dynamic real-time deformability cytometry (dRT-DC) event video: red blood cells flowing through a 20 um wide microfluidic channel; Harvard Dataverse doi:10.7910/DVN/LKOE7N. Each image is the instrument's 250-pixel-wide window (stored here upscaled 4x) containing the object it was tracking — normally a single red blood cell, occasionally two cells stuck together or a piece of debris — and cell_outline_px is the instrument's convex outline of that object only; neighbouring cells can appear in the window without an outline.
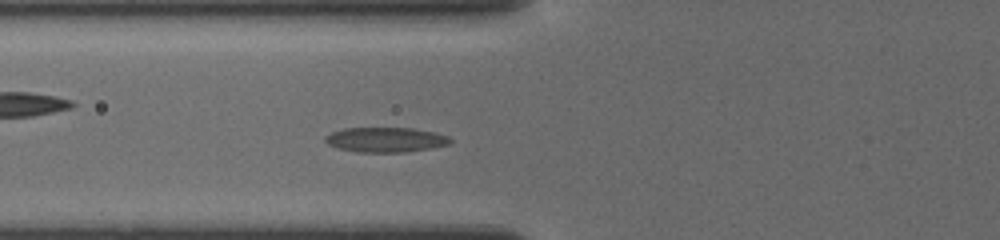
{"species": "common noctule bat (a hibernating species)", "species_latin": "Nyctalus noctula", "temperature_condition": "cold", "stored_images_in_passage": 5, "camera_frame_rate_fps": 3000, "um_per_image_px": 0.085, "animal": {"sex": "female", "body_mass_g": 19.5, "forearm_length_mm": 54.1}, "frame": {"image": 1, "passage_image": 5, "time_ms": 4.333, "image_size_px": [1000, 240], "cell_outline_px": [[452, 140], [448, 144], [428, 148], [404, 152], [356, 152], [336, 148], [328, 144], [324, 140], [324, 136], [332, 132], [344, 128], [412, 128], [436, 132], [448, 136]], "centroid_in_image_um": [32.73, 11.87], "position_along_channel_um": 93.1, "area_um2": 18.09}}